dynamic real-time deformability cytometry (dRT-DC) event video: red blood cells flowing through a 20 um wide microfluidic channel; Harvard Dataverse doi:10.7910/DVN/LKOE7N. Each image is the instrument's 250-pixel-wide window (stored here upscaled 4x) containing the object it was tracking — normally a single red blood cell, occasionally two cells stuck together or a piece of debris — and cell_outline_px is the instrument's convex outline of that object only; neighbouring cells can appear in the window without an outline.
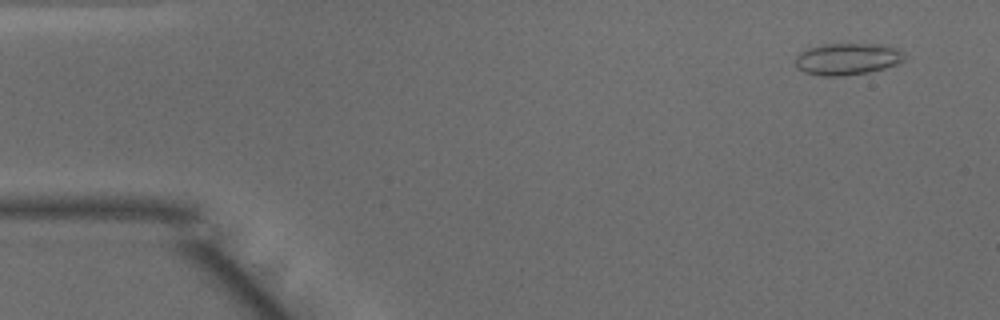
{"species": "common noctule bat (a hibernating species)", "species_latin": "Nyctalus noctula", "temperature_condition": "warm", "stored_images_in_passage": 48, "camera_frame_rate_fps": 3000, "um_per_image_px": 0.085, "animal": {"sex": "male", "body_mass_g": 15.6}, "frame": {"image": 1, "passage_image": 3, "time_ms": 0.667, "image_size_px": [1000, 320], "cell_outline_px": [[904, 60], [896, 64], [884, 68], [868, 72], [840, 76], [820, 76], [804, 72], [796, 68], [796, 56], [800, 52], [808, 48], [820, 44], [880, 44], [896, 48], [904, 52]], "centroid_in_image_um": [72.0, 5.01], "position_along_channel_um": 13.0, "area_um2": 20.23}}
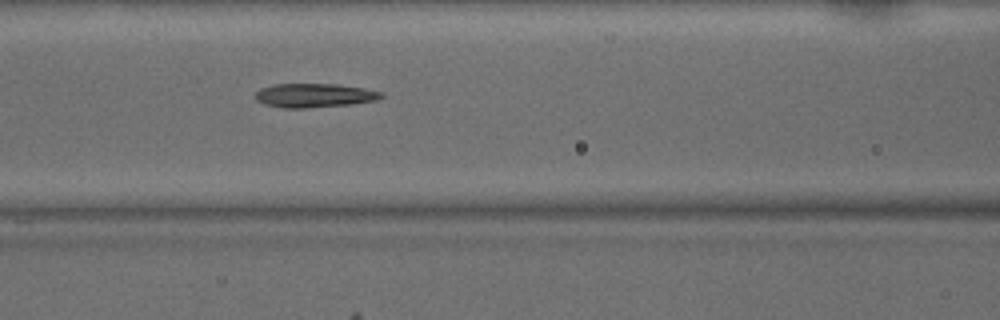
{"frame": {"image": 2, "passage_image": 20, "time_ms": 6.333, "image_size_px": [1000, 320], "cell_outline_px": [[384, 96], [376, 100], [352, 104], [304, 108], [284, 108], [264, 104], [256, 100], [256, 92], [260, 88], [272, 84], [336, 84], [364, 88], [384, 92]], "centroid_in_image_um": [26.72, 8.11], "position_along_channel_um": 139.9, "area_um2": 17.63}}
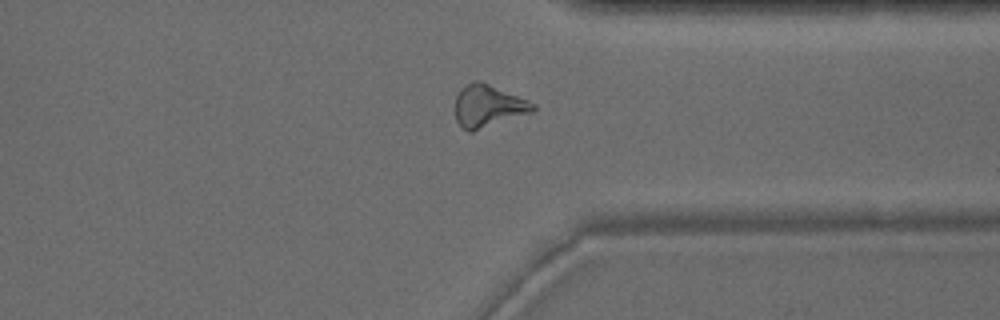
{"frame": {"image": 3, "passage_image": 37, "time_ms": 12.0, "image_size_px": [1000, 320], "cell_outline_px": [[536, 108], [532, 112], [472, 132], [468, 132], [456, 120], [456, 96], [460, 88], [472, 80], [480, 80], [528, 100], [536, 104]], "centroid_in_image_um": [41.49, 8.99], "position_along_channel_um": 369.9, "area_um2": 19.13}, "authors_computed_cell_mechanics": {"area_um2": 18.1781, "velocity_mm_per_s": 4.1056, "shape_relaxation_time_tau1_ms": 4.4527, "shape_relaxation_time_tau2_ms": 3.5198, "deformation_change_tau1": 0.1973, "deformation_change_tau2": 0.1219}}